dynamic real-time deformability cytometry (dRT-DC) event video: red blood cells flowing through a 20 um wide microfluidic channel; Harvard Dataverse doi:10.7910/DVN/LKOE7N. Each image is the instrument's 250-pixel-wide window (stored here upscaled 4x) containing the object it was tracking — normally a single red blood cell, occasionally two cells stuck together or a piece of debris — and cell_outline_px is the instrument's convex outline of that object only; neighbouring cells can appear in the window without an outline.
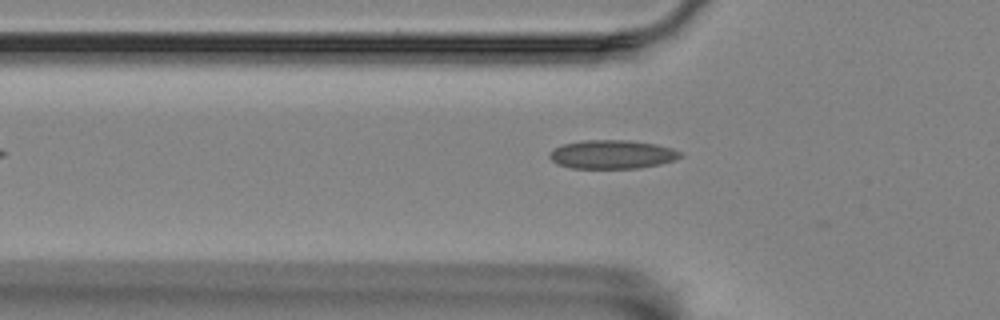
{"species": "Egyptian fruit bat (a non-hibernating species)", "species_latin": "Rousettus aegyptiacus", "temperature_condition": "room temperature", "stored_images_in_passage": 6, "camera_frame_rate_fps": 3000, "um_per_image_px": 0.085, "animal": {"sex": "female"}, "frame": {"image": 1, "passage_image": 6, "time_ms": 1.667, "image_size_px": [1000, 320], "cell_outline_px": [[680, 156], [676, 160], [660, 164], [636, 168], [572, 168], [556, 164], [548, 156], [556, 148], [564, 144], [584, 140], [628, 140], [656, 144], [672, 148], [680, 152]], "centroid_in_image_um": [52.04, 13.12], "position_along_channel_um": 73.8, "area_um2": 21.68}}